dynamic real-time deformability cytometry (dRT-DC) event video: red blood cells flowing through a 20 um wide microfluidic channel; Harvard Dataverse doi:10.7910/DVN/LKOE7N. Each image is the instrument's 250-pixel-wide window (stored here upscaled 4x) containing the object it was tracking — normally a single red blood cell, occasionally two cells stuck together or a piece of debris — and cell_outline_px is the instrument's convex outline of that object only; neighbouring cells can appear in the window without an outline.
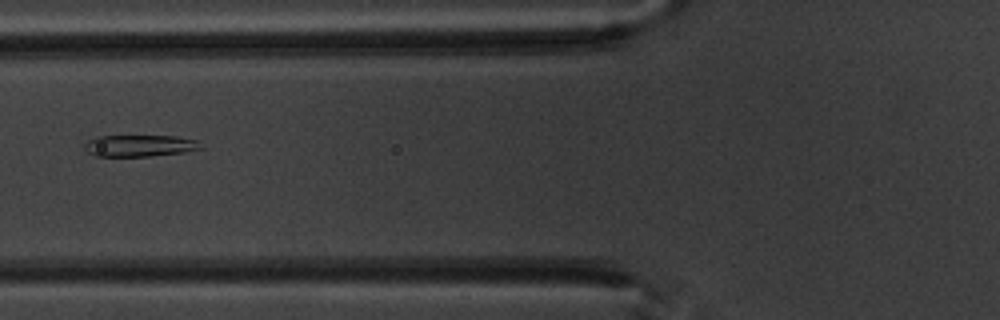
{"species": "common noctule bat (a hibernating species)", "species_latin": "Nyctalus noctula", "temperature_condition": "warm", "stored_images_in_passage": 3, "camera_frame_rate_fps": 3000, "um_per_image_px": 0.085, "animal": {"sex": "male", "body_mass_g": 20.1, "forearm_length_mm": 53.5}, "frame": {"image": 1, "passage_image": 3, "time_ms": 3.0, "image_size_px": [1000, 320], "cell_outline_px": [[204, 148], [184, 152], [152, 156], [96, 156], [88, 152], [84, 148], [84, 144], [88, 140], [96, 136], [176, 136], [196, 140]], "centroid_in_image_um": [11.87, 12.38], "position_along_channel_um": 113.9, "area_um2": 14.68}}